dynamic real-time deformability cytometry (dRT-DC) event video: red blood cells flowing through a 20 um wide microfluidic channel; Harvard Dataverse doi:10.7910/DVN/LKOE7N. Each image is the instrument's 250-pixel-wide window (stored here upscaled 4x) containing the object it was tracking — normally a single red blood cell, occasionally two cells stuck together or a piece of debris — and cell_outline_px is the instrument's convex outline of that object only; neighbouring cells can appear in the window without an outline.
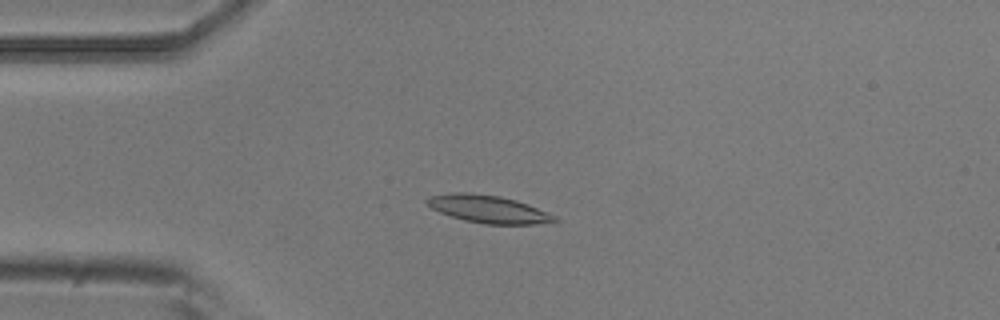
{"species": "common noctule bat (a hibernating species)", "species_latin": "Nyctalus noctula", "temperature_condition": "room temperature", "stored_images_in_passage": 5, "camera_frame_rate_fps": 3000, "um_per_image_px": 0.085, "animal": {"sex": "male", "body_mass_g": 20.5, "forearm_length_mm": 52.5}, "frame": {"image": 1, "passage_image": 4, "time_ms": 1.0, "image_size_px": [1000, 320], "cell_outline_px": [[560, 220], [532, 224], [484, 224], [464, 220], [440, 212], [432, 208], [424, 200], [428, 196], [452, 192], [468, 192], [500, 196], [516, 200], [528, 204], [556, 216]], "centroid_in_image_um": [41.48, 17.76], "position_along_channel_um": 43.5, "area_um2": 20.46}}